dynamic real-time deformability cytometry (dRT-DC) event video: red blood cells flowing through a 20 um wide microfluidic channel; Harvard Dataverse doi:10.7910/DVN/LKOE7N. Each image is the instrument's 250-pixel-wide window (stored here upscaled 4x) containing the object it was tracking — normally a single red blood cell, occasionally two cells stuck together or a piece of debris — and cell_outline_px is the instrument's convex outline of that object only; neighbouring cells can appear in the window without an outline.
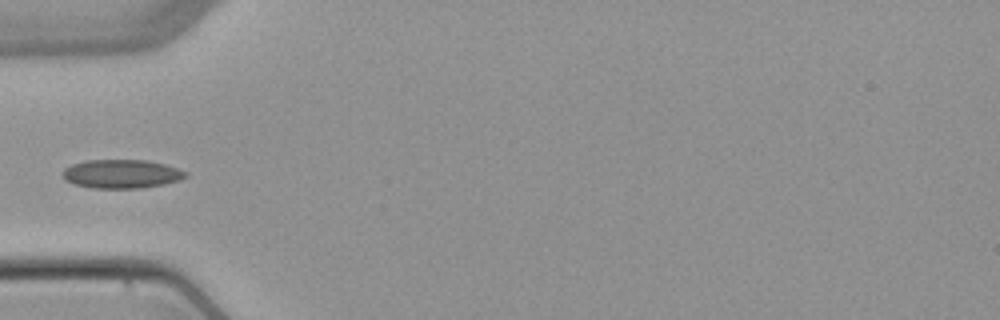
{"species": "common noctule bat (a hibernating species)", "species_latin": "Nyctalus noctula", "temperature_condition": "warm", "stored_images_in_passage": 5, "camera_frame_rate_fps": 3000, "um_per_image_px": 0.085, "animal": {"sex": "female", "body_mass_g": 22.7, "forearm_length_mm": 54.2}, "frame": {"image": 1, "passage_image": 4, "time_ms": 5.0, "image_size_px": [1000, 320], "cell_outline_px": [[188, 176], [180, 180], [164, 184], [140, 188], [92, 188], [76, 184], [64, 180], [64, 168], [72, 164], [88, 160], [148, 160], [164, 164], [188, 172]], "centroid_in_image_um": [10.36, 14.78], "position_along_channel_um": 74.6, "area_um2": 20.52}}